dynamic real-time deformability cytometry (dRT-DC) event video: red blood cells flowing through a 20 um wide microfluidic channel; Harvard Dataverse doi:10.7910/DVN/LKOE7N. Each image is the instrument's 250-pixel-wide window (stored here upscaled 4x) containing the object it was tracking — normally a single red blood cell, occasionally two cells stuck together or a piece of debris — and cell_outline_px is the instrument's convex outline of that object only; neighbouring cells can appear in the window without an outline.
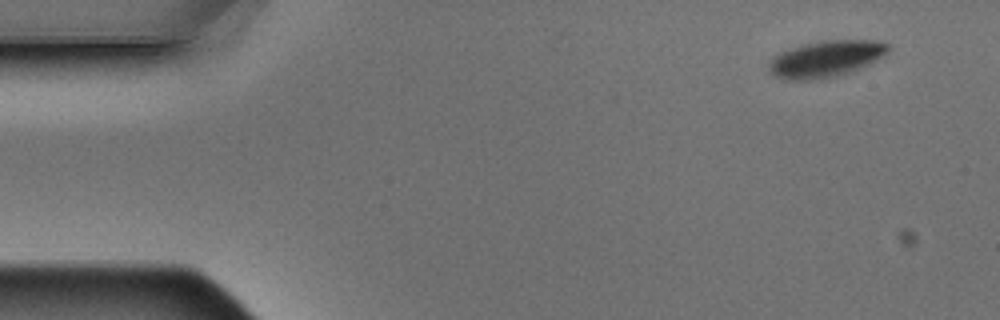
{"species": "Egyptian fruit bat (a non-hibernating species)", "species_latin": "Rousettus aegyptiacus", "temperature_condition": "warm", "stored_images_in_passage": 4, "camera_frame_rate_fps": 3000, "um_per_image_px": 0.085, "animal": {"sex": "male"}, "frame": {"image": 1, "passage_image": 1, "time_ms": 0.0, "image_size_px": [1000, 320], "cell_outline_px": [[888, 52], [884, 56], [852, 72], [836, 76], [816, 80], [784, 80], [776, 76], [768, 68], [768, 64], [772, 56], [780, 52], [804, 44], [824, 40], [880, 40], [888, 44]], "centroid_in_image_um": [70.2, 5.01], "position_along_channel_um": 14.8, "area_um2": 25.49}}
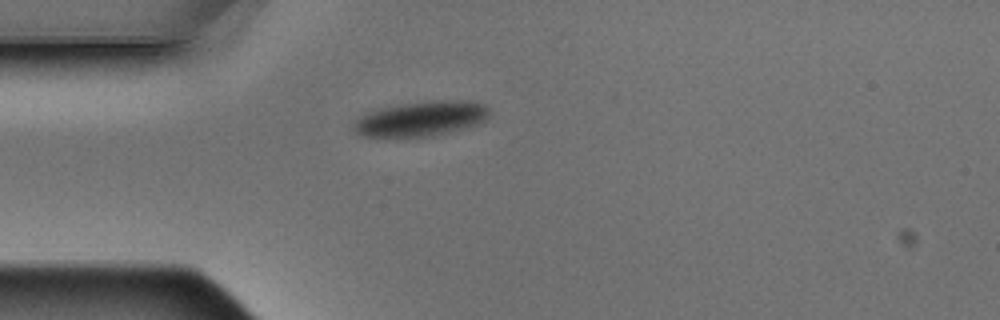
{"frame": {"image": 2, "passage_image": 3, "time_ms": 0.667, "image_size_px": [1000, 320], "cell_outline_px": [[492, 112], [480, 124], [436, 136], [376, 140], [360, 136], [352, 132], [352, 120], [364, 112], [380, 108], [404, 104], [432, 100], [476, 100], [484, 104]], "centroid_in_image_um": [35.69, 10.14], "position_along_channel_um": 49.3, "area_um2": 29.36}}